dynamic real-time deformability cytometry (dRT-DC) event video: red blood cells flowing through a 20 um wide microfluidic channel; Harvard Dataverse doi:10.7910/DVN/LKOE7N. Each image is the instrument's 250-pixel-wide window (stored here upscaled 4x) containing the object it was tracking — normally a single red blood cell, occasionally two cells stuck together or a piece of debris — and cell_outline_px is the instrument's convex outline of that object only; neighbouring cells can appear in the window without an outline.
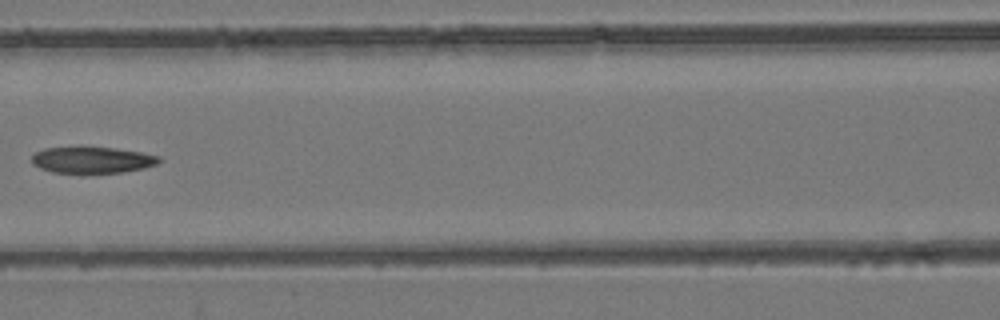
{"species": "common noctule bat (a hibernating species)", "species_latin": "Nyctalus noctula", "temperature_condition": "room temperature", "stored_images_in_passage": 3, "camera_frame_rate_fps": 3000, "um_per_image_px": 0.085, "animal": {"sex": "female", "body_mass_g": 24.6, "forearm_length_mm": 56.2}, "frame": {"image": 1, "passage_image": 3, "time_ms": 0.667, "image_size_px": [1000, 320], "cell_outline_px": [[164, 160], [156, 164], [144, 168], [124, 172], [52, 172], [40, 168], [32, 164], [32, 156], [36, 152], [44, 148], [112, 148], [140, 152], [160, 156]], "centroid_in_image_um": [7.87, 13.6], "position_along_channel_um": 158.7, "area_um2": 19.13}}